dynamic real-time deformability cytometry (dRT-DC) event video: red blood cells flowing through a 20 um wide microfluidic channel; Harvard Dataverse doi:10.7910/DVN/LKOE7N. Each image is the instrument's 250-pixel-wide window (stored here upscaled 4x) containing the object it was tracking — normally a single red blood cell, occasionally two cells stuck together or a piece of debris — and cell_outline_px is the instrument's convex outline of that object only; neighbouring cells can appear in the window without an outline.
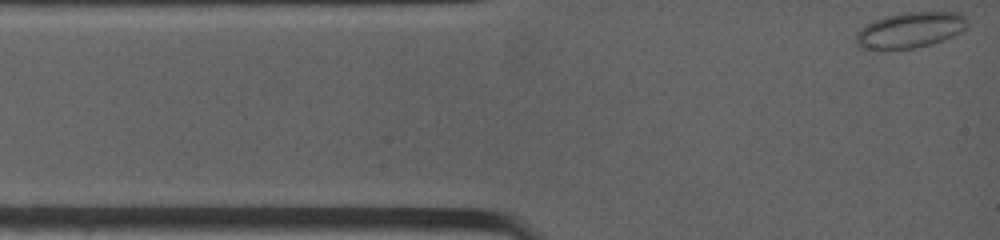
{"species": "common noctule bat (a hibernating species)", "species_latin": "Nyctalus noctula", "temperature_condition": "warm", "stored_images_in_passage": 42, "camera_frame_rate_fps": 4500, "um_per_image_px": 0.085, "animal": {"sex": "female", "body_mass_g": 19.0, "forearm_length_mm": 53.3}, "frame": {"image": 1, "passage_image": 1, "time_ms": 0.0, "image_size_px": [1000, 240], "cell_outline_px": [[968, 24], [960, 32], [944, 40], [912, 48], [876, 52], [860, 48], [856, 44], [856, 32], [860, 28], [884, 16], [904, 12], [960, 12], [968, 20]], "centroid_in_image_um": [77.3, 2.58], "position_along_channel_um": 7.7, "area_um2": 23.58}}
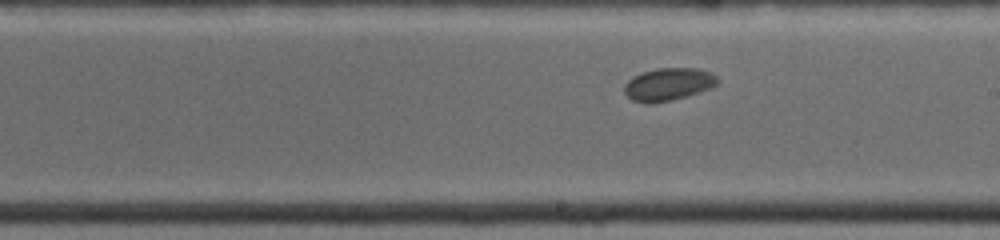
{"frame": {"image": 2, "passage_image": 25, "time_ms": 6.889, "image_size_px": [1000, 240], "cell_outline_px": [[720, 80], [712, 88], [672, 100], [648, 104], [644, 104], [632, 100], [624, 92], [624, 84], [632, 76], [640, 72], [656, 68], [696, 68], [712, 72]], "centroid_in_image_um": [56.79, 7.16], "position_along_channel_um": 232.2, "area_um2": 17.98}}
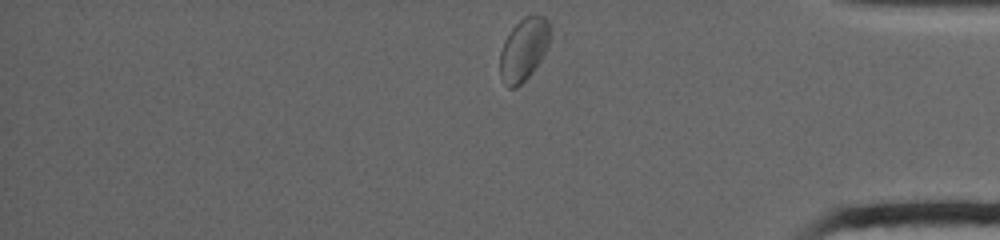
{"frame": {"image": 3, "passage_image": 42, "time_ms": 11.556, "image_size_px": [1000, 240], "cell_outline_px": [[548, 48], [532, 72], [516, 88], [508, 88], [504, 84], [500, 76], [500, 52], [504, 40], [512, 28], [524, 16], [532, 12], [536, 12], [544, 16], [548, 20]], "centroid_in_image_um": [44.5, 4.17], "position_along_channel_um": 390.7, "area_um2": 18.38}}